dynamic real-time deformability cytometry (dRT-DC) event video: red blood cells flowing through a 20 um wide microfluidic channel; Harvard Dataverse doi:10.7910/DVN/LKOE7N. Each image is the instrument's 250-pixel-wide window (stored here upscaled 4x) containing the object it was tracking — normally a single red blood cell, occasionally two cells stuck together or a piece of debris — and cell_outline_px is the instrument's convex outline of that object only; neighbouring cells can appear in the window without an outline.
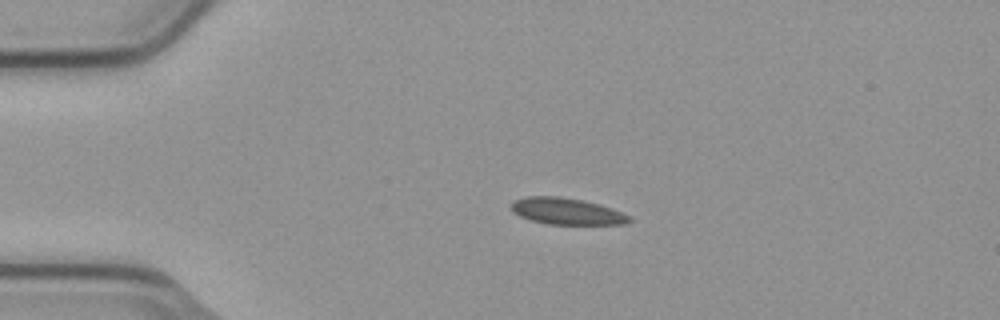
{"species": "common noctule bat (a hibernating species)", "species_latin": "Nyctalus noctula", "temperature_condition": "cold", "stored_images_in_passage": 4, "camera_frame_rate_fps": 3000, "um_per_image_px": 0.085, "animal": {"sex": "male", "body_mass_g": 23.1, "forearm_length_mm": 52.7}, "frame": {"image": 1, "passage_image": 3, "time_ms": 0.667, "image_size_px": [1000, 320], "cell_outline_px": [[632, 220], [624, 224], [548, 224], [532, 220], [520, 216], [512, 212], [512, 204], [516, 200], [524, 196], [556, 196], [580, 200], [612, 208], [628, 216]], "centroid_in_image_um": [48.14, 17.96], "position_along_channel_um": 36.9, "area_um2": 17.86}}